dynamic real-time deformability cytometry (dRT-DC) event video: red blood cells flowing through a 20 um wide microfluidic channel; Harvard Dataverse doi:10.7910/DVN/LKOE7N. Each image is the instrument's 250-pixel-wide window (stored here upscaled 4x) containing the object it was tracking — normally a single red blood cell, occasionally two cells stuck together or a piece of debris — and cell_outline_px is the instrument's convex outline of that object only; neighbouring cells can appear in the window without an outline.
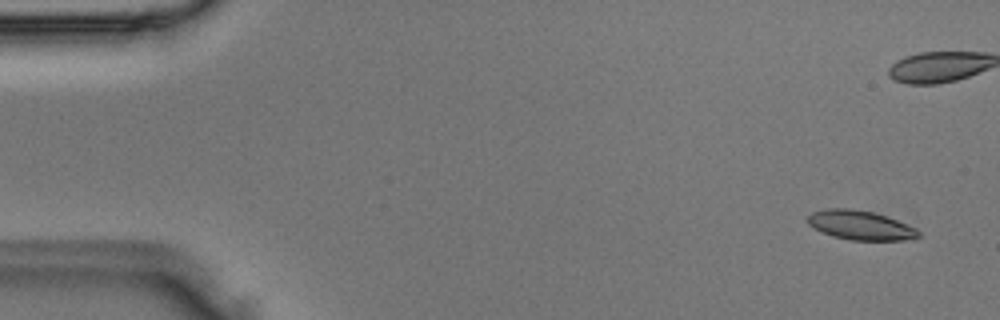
{"species": "Egyptian fruit bat (a non-hibernating species)", "species_latin": "Rousettus aegyptiacus", "temperature_condition": "room temperature", "stored_images_in_passage": 5, "camera_frame_rate_fps": 3000, "um_per_image_px": 0.085, "animal": {"sex": "male"}, "frame": {"image": 1, "passage_image": 1, "time_ms": 0.0, "image_size_px": [1000, 320], "cell_outline_px": [[920, 236], [904, 240], [852, 240], [832, 236], [808, 224], [808, 216], [812, 212], [828, 208], [852, 208], [872, 212], [896, 220], [916, 228], [920, 232]], "centroid_in_image_um": [73.13, 19.14], "position_along_channel_um": 11.9, "area_um2": 18.61}}
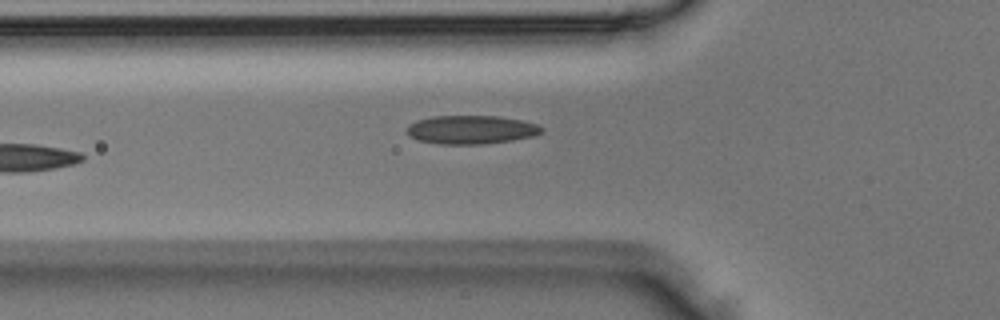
{"frame": {"image": 2, "passage_image": 5, "time_ms": 1.333, "image_size_px": [1000, 320], "cell_outline_px": [[544, 132], [532, 136], [512, 140], [484, 144], [436, 144], [416, 140], [408, 136], [404, 132], [404, 128], [408, 124], [416, 120], [432, 116], [496, 116], [520, 120], [536, 124], [544, 128]], "centroid_in_image_um": [39.95, 11.03], "position_along_channel_um": 85.8, "area_um2": 22.77}}